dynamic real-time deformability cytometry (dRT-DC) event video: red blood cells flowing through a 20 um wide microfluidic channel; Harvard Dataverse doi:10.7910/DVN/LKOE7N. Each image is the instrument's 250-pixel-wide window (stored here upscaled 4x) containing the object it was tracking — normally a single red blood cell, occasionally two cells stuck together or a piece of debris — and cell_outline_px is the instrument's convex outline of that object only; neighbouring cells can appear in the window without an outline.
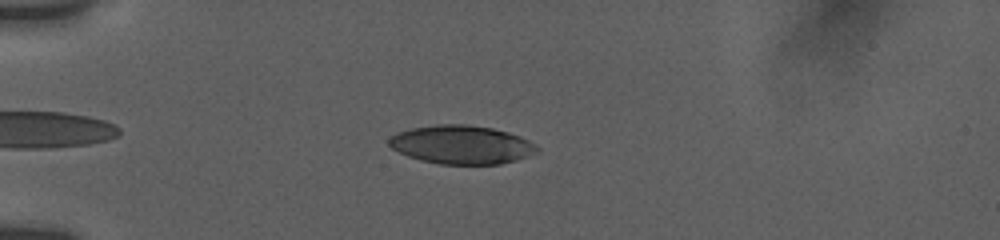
{"species": "human", "species_latin": "Homo sapiens", "temperature_condition": "room temperature", "stored_images_in_passage": 10, "camera_frame_rate_fps": 3000, "um_per_image_px": 0.085, "donor": {"sex": "female"}, "frame": {"image": 1, "passage_image": 5, "time_ms": 4.667, "image_size_px": [1000, 240], "cell_outline_px": [[540, 152], [516, 160], [500, 164], [440, 164], [420, 160], [408, 156], [392, 148], [388, 144], [388, 140], [396, 132], [412, 128], [436, 124], [464, 124], [492, 128], [508, 132], [520, 136], [536, 144], [540, 148]], "centroid_in_image_um": [39.26, 12.3], "position_along_channel_um": 45.7, "area_um2": 33.41}}
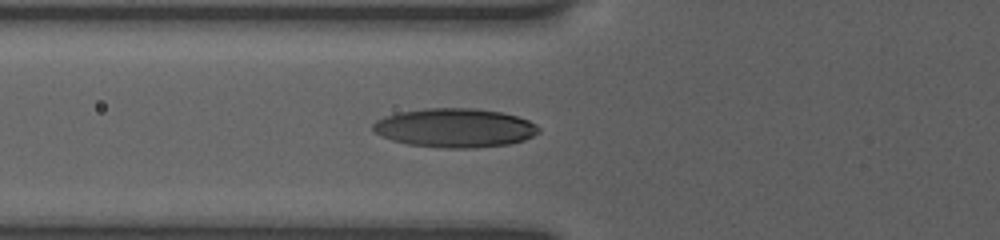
{"frame": {"image": 2, "passage_image": 7, "time_ms": 6.667, "image_size_px": [1000, 240], "cell_outline_px": [[540, 132], [524, 140], [508, 144], [472, 148], [444, 148], [408, 144], [392, 140], [380, 136], [372, 128], [372, 124], [376, 120], [384, 116], [400, 112], [428, 108], [472, 108], [500, 112], [516, 116], [528, 120], [536, 124], [540, 128]], "centroid_in_image_um": [38.65, 10.87], "position_along_channel_um": 87.1, "area_um2": 37.57}}
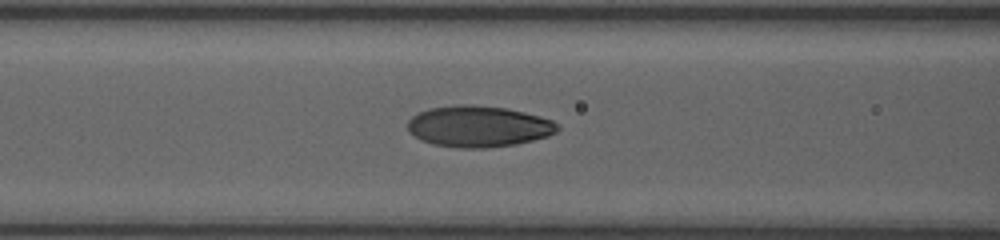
{"frame": {"image": 3, "passage_image": 9, "time_ms": 7.667, "image_size_px": [1000, 240], "cell_outline_px": [[560, 128], [556, 132], [548, 136], [516, 144], [488, 148], [456, 148], [432, 144], [420, 140], [408, 132], [408, 120], [416, 112], [428, 108], [456, 104], [472, 104], [508, 108], [540, 116], [552, 120], [560, 124]], "centroid_in_image_um": [40.65, 10.74], "position_along_channel_um": 126.0, "area_um2": 36.59}}